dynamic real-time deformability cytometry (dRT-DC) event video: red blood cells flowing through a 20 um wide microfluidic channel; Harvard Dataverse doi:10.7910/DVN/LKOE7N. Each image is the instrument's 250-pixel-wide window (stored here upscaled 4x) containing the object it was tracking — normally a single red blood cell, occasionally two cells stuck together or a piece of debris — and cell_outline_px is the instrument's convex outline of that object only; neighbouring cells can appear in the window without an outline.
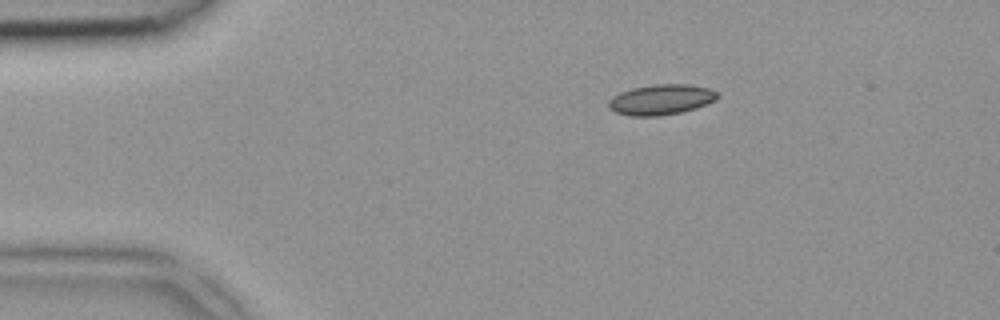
{"species": "common noctule bat (a hibernating species)", "species_latin": "Nyctalus noctula", "temperature_condition": "room temperature", "stored_images_in_passage": 4, "camera_frame_rate_fps": 3000, "um_per_image_px": 0.085, "animal": {"sex": "female", "body_mass_g": 18.4}, "frame": {"image": 1, "passage_image": 4, "time_ms": 1.0, "image_size_px": [1000, 320], "cell_outline_px": [[720, 96], [716, 100], [696, 108], [680, 112], [656, 116], [632, 116], [616, 112], [608, 108], [608, 100], [620, 92], [632, 88], [652, 84], [688, 84], [708, 88], [720, 92]], "centroid_in_image_um": [56.21, 8.45], "position_along_channel_um": 28.8, "area_um2": 19.36}}